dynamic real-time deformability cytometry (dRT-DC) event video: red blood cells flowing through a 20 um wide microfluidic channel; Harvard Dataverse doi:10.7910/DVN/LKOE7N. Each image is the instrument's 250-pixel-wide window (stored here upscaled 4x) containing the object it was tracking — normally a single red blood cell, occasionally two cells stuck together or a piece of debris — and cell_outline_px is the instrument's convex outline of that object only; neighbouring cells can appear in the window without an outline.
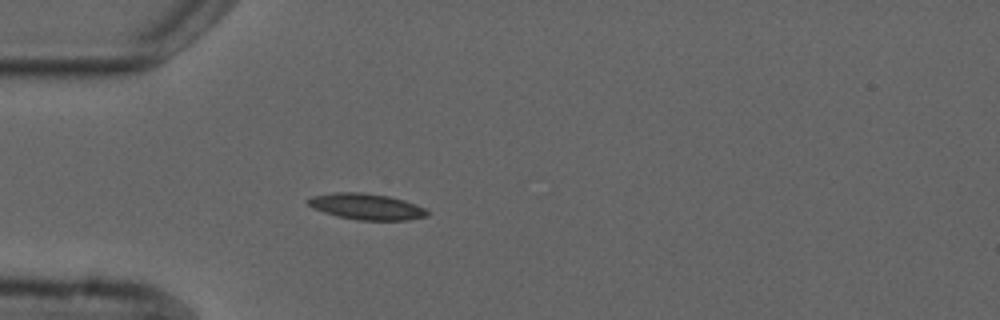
{"species": "common noctule bat (a hibernating species)", "species_latin": "Nyctalus noctula", "temperature_condition": "cold", "stored_images_in_passage": 3, "camera_frame_rate_fps": 3000, "um_per_image_px": 0.085, "animal": {"sex": "male", "forearm_length_mm": 52.5}, "frame": {"image": 1, "passage_image": 3, "time_ms": 3.0, "image_size_px": [1000, 320], "cell_outline_px": [[428, 216], [408, 220], [356, 220], [336, 216], [312, 208], [304, 200], [312, 196], [336, 192], [364, 192], [388, 196], [404, 200], [416, 204], [424, 208], [428, 212]], "centroid_in_image_um": [31.12, 17.56], "position_along_channel_um": 53.9, "area_um2": 18.26}}